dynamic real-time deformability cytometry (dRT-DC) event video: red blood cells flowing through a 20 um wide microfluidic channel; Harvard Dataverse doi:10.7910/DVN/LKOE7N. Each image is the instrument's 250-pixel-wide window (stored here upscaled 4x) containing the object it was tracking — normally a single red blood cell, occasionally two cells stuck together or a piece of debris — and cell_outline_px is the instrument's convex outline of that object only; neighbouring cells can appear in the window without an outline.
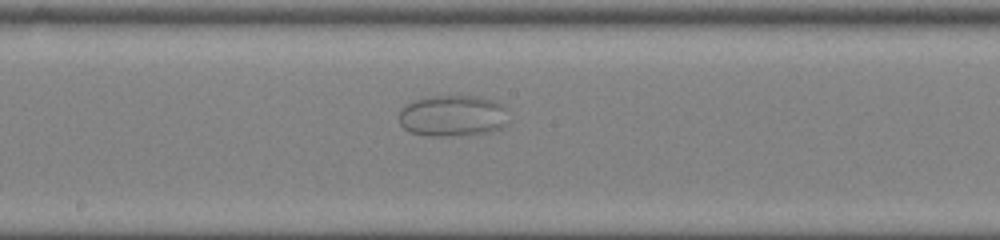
{"species": "common noctule bat (a hibernating species)", "species_latin": "Nyctalus noctula", "temperature_condition": "room temperature", "stored_images_in_passage": 49, "camera_frame_rate_fps": 3000, "um_per_image_px": 0.085, "animal": {"sex": "female", "body_mass_g": 22.0, "forearm_length_mm": 56.7}, "frame": {"image": 1, "passage_image": 26, "time_ms": 8.333, "image_size_px": [1000, 240], "cell_outline_px": [[504, 124], [500, 128], [488, 132], [436, 136], [428, 136], [412, 132], [404, 128], [400, 124], [400, 108], [412, 100], [432, 96], [480, 96], [496, 100], [504, 104]], "centroid_in_image_um": [38.43, 9.81], "position_along_channel_um": 209.8, "area_um2": 26.07}}
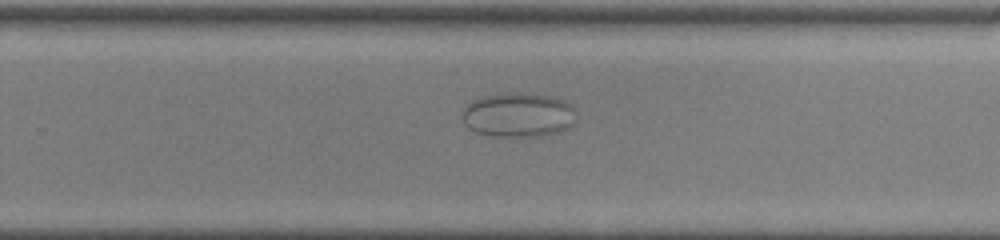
{"frame": {"image": 2, "passage_image": 32, "time_ms": 10.333, "image_size_px": [1000, 240], "cell_outline_px": [[576, 120], [568, 128], [556, 132], [536, 136], [496, 136], [476, 132], [468, 128], [464, 124], [460, 116], [464, 108], [472, 100], [484, 96], [512, 92], [552, 96], [564, 100], [576, 112]], "centroid_in_image_um": [44.03, 9.76], "position_along_channel_um": 285.8, "area_um2": 29.48}}